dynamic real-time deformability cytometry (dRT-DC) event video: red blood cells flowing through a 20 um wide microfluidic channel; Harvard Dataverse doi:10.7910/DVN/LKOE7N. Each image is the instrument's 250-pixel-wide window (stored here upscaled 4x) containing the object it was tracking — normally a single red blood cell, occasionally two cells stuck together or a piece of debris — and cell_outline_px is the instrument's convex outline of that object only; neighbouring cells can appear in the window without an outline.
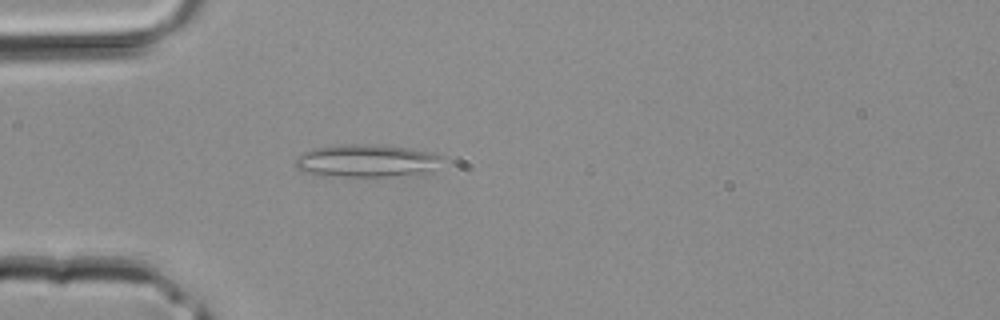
{"species": "common noctule bat (a hibernating species)", "species_latin": "Nyctalus noctula", "temperature_condition": "room temperature", "stored_images_in_passage": 29, "camera_frame_rate_fps": 3000, "um_per_image_px": 0.085, "animal": {"sex": "male", "body_mass_g": 20.4}, "frame": {"image": 1, "passage_image": 1, "time_ms": 0.0, "image_size_px": [1000, 320], "cell_outline_px": [[444, 156], [432, 172], [420, 176], [316, 176], [304, 172], [296, 168], [296, 156], [312, 148], [340, 144], [364, 144], [412, 148], [432, 152]], "centroid_in_image_um": [31.19, 13.68], "position_along_channel_um": 53.8, "area_um2": 28.73}}
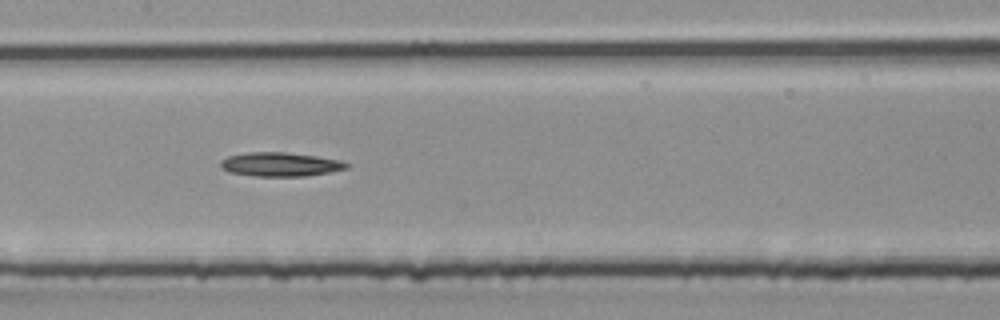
{"frame": {"image": 2, "passage_image": 9, "time_ms": 2.667, "image_size_px": [1000, 320], "cell_outline_px": [[352, 164], [348, 168], [332, 172], [304, 176], [252, 176], [228, 172], [220, 164], [220, 160], [228, 156], [248, 152], [284, 152], [316, 156], [340, 160]], "centroid_in_image_um": [23.85, 13.97], "position_along_channel_um": 183.5, "area_um2": 17.69}}
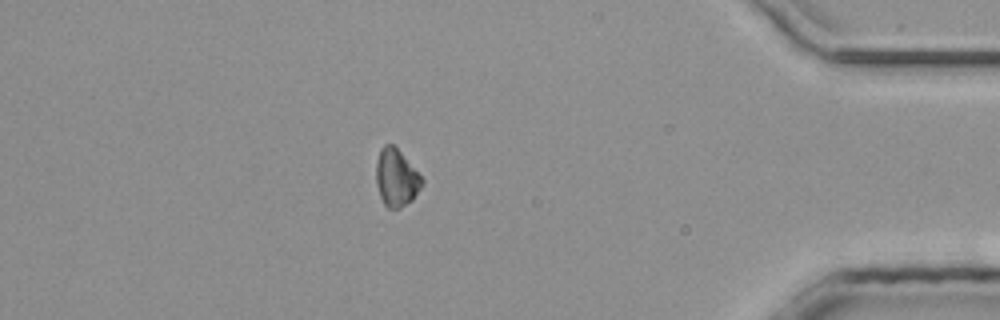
{"frame": {"image": 3, "passage_image": 24, "time_ms": 7.667, "image_size_px": [1000, 320], "cell_outline_px": [[424, 184], [412, 200], [400, 208], [388, 208], [384, 204], [380, 196], [376, 184], [376, 160], [380, 148], [384, 144], [392, 144], [400, 152], [424, 180]], "centroid_in_image_um": [33.67, 15.12], "position_along_channel_um": 401.5, "area_um2": 15.26}}